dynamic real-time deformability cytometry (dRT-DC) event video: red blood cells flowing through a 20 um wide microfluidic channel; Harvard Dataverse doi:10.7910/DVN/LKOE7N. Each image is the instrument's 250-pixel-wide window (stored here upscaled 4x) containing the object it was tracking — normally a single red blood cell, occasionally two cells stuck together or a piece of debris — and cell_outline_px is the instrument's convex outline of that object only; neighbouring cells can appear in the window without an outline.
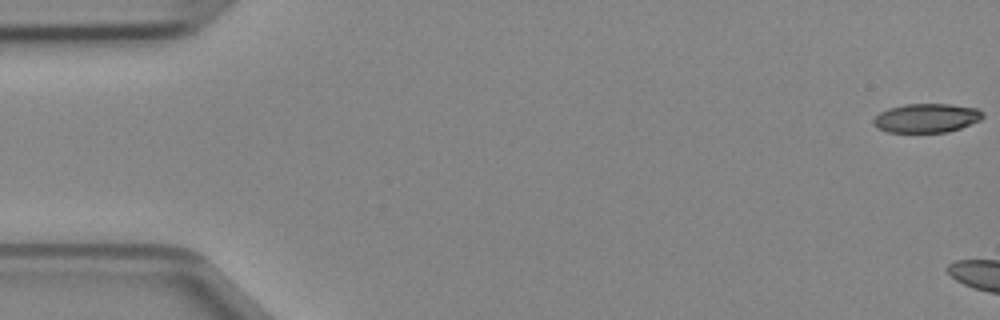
{"species": "Egyptian fruit bat (a non-hibernating species)", "species_latin": "Rousettus aegyptiacus", "temperature_condition": "cold", "stored_images_in_passage": 5, "camera_frame_rate_fps": 3000, "um_per_image_px": 0.085, "animal": {"sex": "female"}, "frame": {"image": 1, "passage_image": 1, "time_ms": 0.0, "image_size_px": [1000, 320], "cell_outline_px": [[984, 116], [980, 120], [960, 128], [948, 132], [888, 132], [876, 128], [872, 124], [872, 120], [880, 112], [888, 108], [904, 104], [948, 104], [976, 108], [984, 112]], "centroid_in_image_um": [78.73, 10.03], "position_along_channel_um": 6.3, "area_um2": 18.55}}